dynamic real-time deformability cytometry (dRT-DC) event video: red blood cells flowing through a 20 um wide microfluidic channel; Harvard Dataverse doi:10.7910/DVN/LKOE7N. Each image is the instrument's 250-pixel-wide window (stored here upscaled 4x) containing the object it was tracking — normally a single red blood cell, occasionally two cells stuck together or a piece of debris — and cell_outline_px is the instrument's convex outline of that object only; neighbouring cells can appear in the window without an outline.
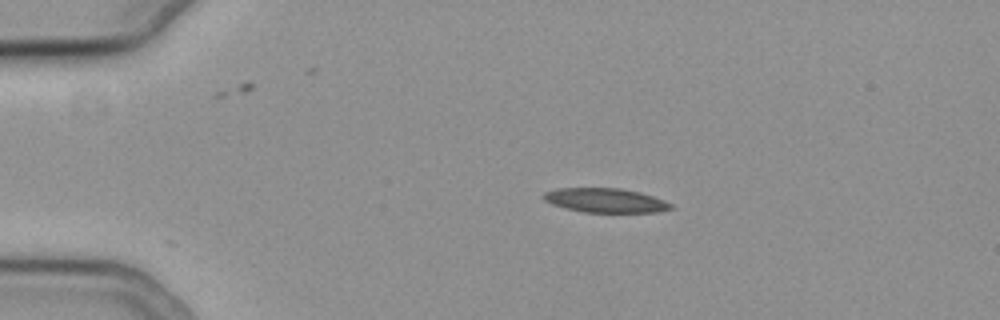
{"species": "common noctule bat (a hibernating species)", "species_latin": "Nyctalus noctula", "temperature_condition": "cold", "stored_images_in_passage": 45, "camera_frame_rate_fps": 3000, "um_per_image_px": 0.085, "animal": {"sex": "female", "body_mass_g": 19.3, "forearm_length_mm": 54.1}, "frame": {"image": 1, "passage_image": 1, "time_ms": 0.0, "image_size_px": [1000, 320], "cell_outline_px": [[672, 208], [656, 212], [584, 212], [552, 204], [544, 200], [540, 196], [544, 192], [556, 188], [620, 188], [640, 192], [664, 200], [672, 204]], "centroid_in_image_um": [51.42, 17.02], "position_along_channel_um": 33.6, "area_um2": 17.92}}
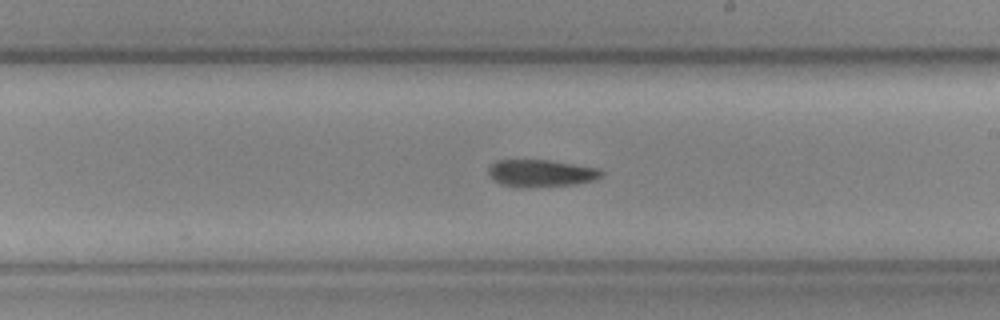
{"frame": {"image": 2, "passage_image": 22, "time_ms": 7.0, "image_size_px": [1000, 320], "cell_outline_px": [[604, 172], [596, 180], [576, 184], [524, 188], [516, 188], [500, 184], [492, 180], [488, 176], [488, 168], [496, 160], [548, 160], [600, 168]], "centroid_in_image_um": [45.95, 14.74], "position_along_channel_um": 243.0, "area_um2": 18.26}}
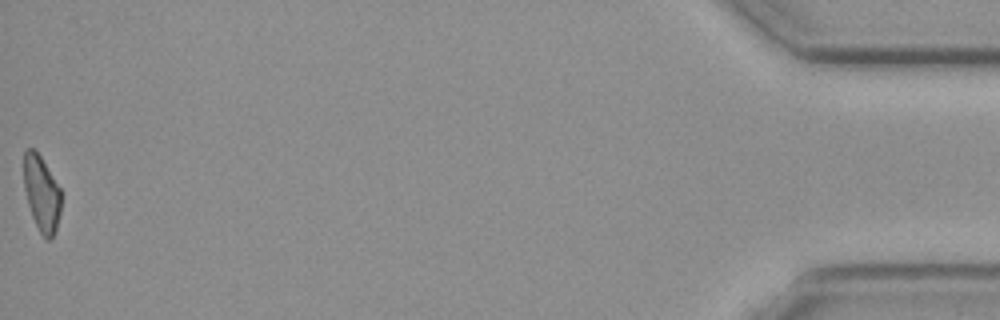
{"frame": {"image": 3, "passage_image": 45, "time_ms": 14.667, "image_size_px": [1000, 320], "cell_outline_px": [[60, 212], [56, 232], [48, 240], [40, 232], [32, 216], [28, 204], [24, 188], [24, 152], [28, 148], [32, 148], [40, 156], [60, 188]], "centroid_in_image_um": [3.53, 16.46], "position_along_channel_um": 431.7, "area_um2": 16.13}, "authors_computed_cell_mechanics": {"area_um2": 18.2648, "velocity_mm_per_s": 3.7677, "shape_relaxation_time_tau1_ms": 7.042, "shape_relaxation_time_tau2_ms": null, "deformation_change_tau1": 0.124, "deformation_change_tau2": null}}